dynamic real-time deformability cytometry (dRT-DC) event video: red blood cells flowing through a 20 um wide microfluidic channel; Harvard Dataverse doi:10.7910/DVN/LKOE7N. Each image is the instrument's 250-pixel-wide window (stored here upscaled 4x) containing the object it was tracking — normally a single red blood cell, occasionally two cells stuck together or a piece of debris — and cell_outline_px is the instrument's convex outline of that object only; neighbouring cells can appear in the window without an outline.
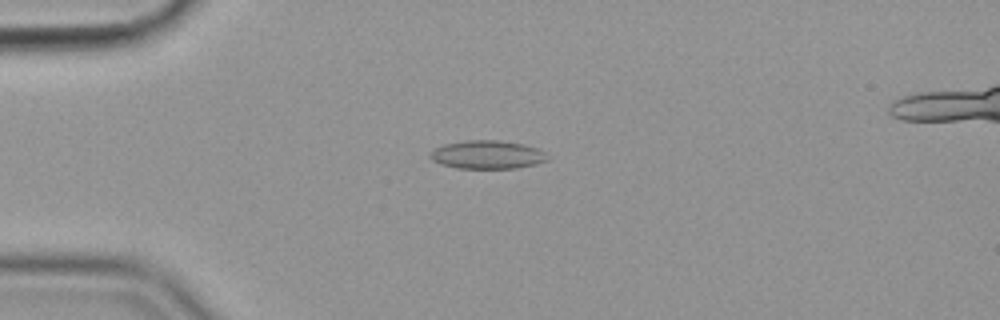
{"species": "common noctule bat (a hibernating species)", "species_latin": "Nyctalus noctula", "temperature_condition": "cold", "stored_images_in_passage": 48, "camera_frame_rate_fps": 3000, "um_per_image_px": 0.085, "animal": {"sex": "female", "body_mass_g": 19.9}, "frame": {"image": 1, "passage_image": 6, "time_ms": 1.667, "image_size_px": [1000, 320], "cell_outline_px": [[548, 160], [536, 164], [516, 168], [456, 168], [440, 164], [432, 160], [428, 156], [432, 148], [444, 144], [468, 140], [496, 140], [524, 144], [540, 148], [548, 156]], "centroid_in_image_um": [41.4, 13.14], "position_along_channel_um": 43.6, "area_um2": 19.59}}
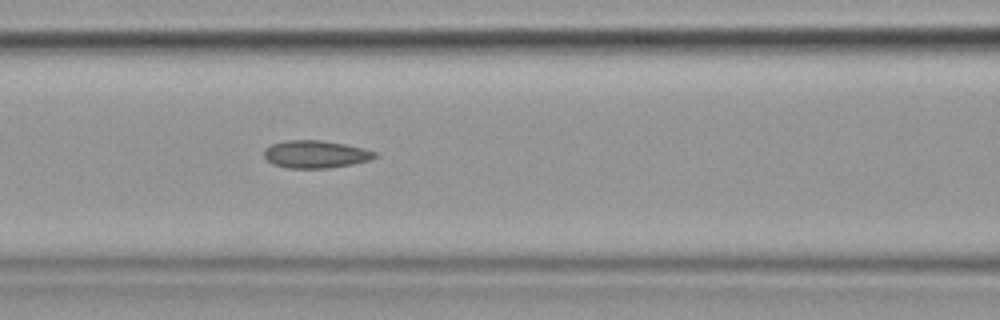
{"frame": {"image": 2, "passage_image": 16, "time_ms": 5.0, "image_size_px": [1000, 320], "cell_outline_px": [[380, 156], [368, 160], [352, 164], [328, 168], [288, 168], [272, 164], [264, 156], [264, 148], [272, 144], [284, 140], [320, 140], [344, 144], [364, 148], [376, 152]], "centroid_in_image_um": [26.82, 13.11], "position_along_channel_um": 139.8, "area_um2": 17.86}}
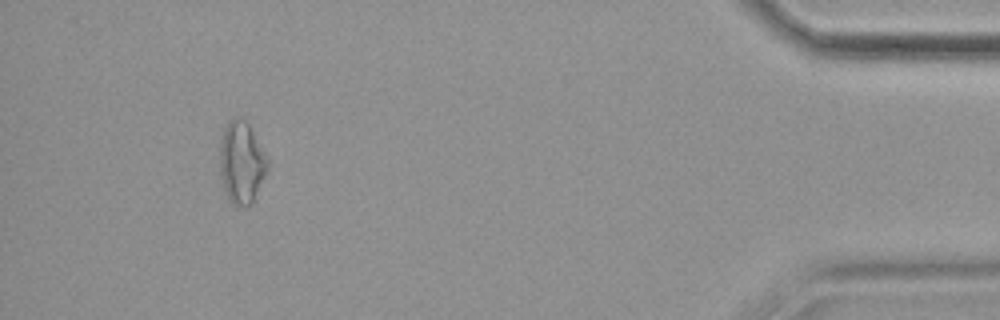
{"frame": {"image": 3, "passage_image": 44, "time_ms": 14.333, "image_size_px": [1000, 320], "cell_outline_px": [[268, 172], [252, 204], [236, 204], [228, 200], [224, 188], [220, 172], [220, 140], [224, 128], [228, 120], [232, 116], [240, 116], [248, 124], [268, 160]], "centroid_in_image_um": [20.53, 13.78], "position_along_channel_um": 414.7, "area_um2": 22.77}, "authors_computed_cell_mechanics": {"area_um2": 18.5249, "velocity_mm_per_s": 3.5904, "shape_relaxation_time_tau1_ms": null, "shape_relaxation_time_tau2_ms": 3.7942, "deformation_change_tau1": null, "deformation_change_tau2": 0.0974}}